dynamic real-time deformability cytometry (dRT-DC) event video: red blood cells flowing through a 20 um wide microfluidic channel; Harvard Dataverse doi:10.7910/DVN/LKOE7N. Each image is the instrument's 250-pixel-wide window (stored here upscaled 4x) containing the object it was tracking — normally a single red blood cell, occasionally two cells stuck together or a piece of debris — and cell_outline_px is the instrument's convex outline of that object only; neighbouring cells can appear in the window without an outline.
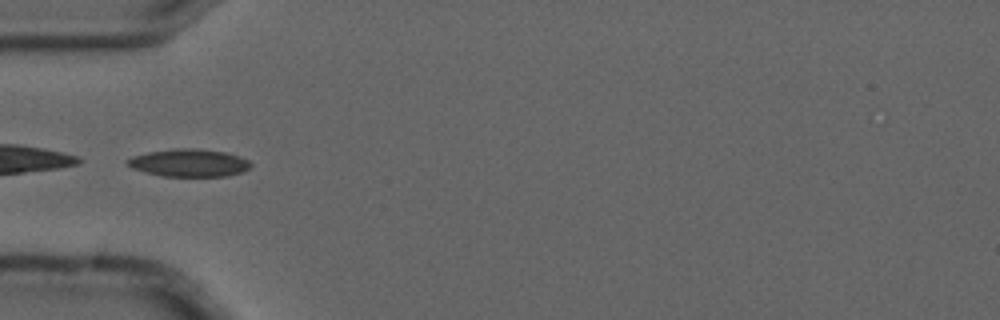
{"species": "common noctule bat (a hibernating species)", "species_latin": "Nyctalus noctula", "temperature_condition": "cold", "stored_images_in_passage": 6, "camera_frame_rate_fps": 3000, "um_per_image_px": 0.085, "animal": {"sex": "male", "forearm_length_mm": 52.5}, "frame": {"image": 1, "passage_image": 4, "time_ms": 1.0, "image_size_px": [1000, 320], "cell_outline_px": [[252, 164], [248, 168], [240, 172], [228, 176], [164, 176], [144, 172], [132, 168], [124, 160], [132, 156], [148, 152], [172, 148], [196, 148], [224, 152], [248, 160]], "centroid_in_image_um": [16.01, 13.84], "position_along_channel_um": 69.0, "area_um2": 19.77}}
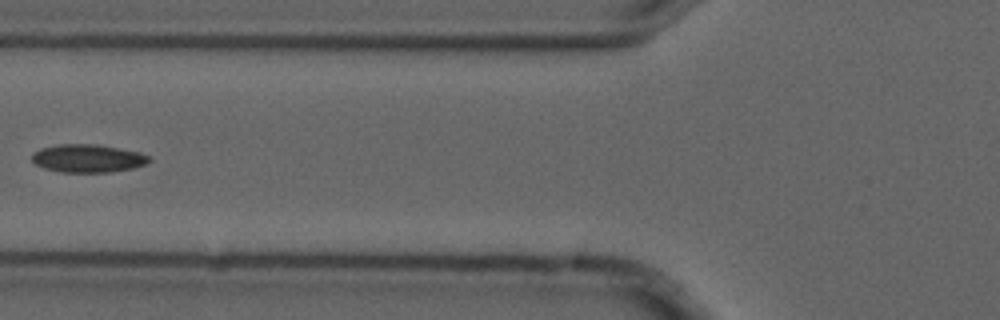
{"frame": {"image": 2, "passage_image": 5, "time_ms": 1.333, "image_size_px": [1000, 320], "cell_outline_px": [[152, 160], [144, 164], [132, 168], [112, 172], [60, 172], [44, 168], [36, 164], [32, 160], [32, 152], [40, 148], [60, 144], [96, 144], [120, 148], [140, 152], [148, 156]], "centroid_in_image_um": [7.45, 13.45], "position_along_channel_um": 118.3, "area_um2": 19.19}}
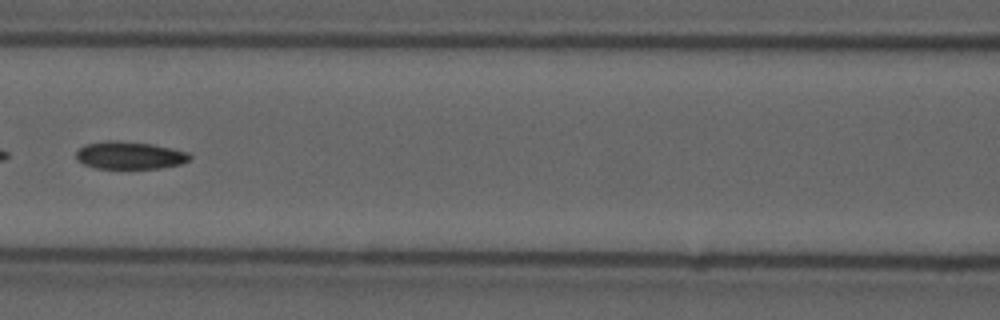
{"frame": {"image": 3, "passage_image": 6, "time_ms": 1.667, "image_size_px": [1000, 320], "cell_outline_px": [[192, 160], [180, 164], [160, 168], [96, 168], [84, 164], [76, 156], [76, 152], [84, 144], [108, 140], [116, 140], [152, 144], [172, 148], [188, 152], [192, 156]], "centroid_in_image_um": [11.06, 13.19], "position_along_channel_um": 155.5, "area_um2": 18.26}}